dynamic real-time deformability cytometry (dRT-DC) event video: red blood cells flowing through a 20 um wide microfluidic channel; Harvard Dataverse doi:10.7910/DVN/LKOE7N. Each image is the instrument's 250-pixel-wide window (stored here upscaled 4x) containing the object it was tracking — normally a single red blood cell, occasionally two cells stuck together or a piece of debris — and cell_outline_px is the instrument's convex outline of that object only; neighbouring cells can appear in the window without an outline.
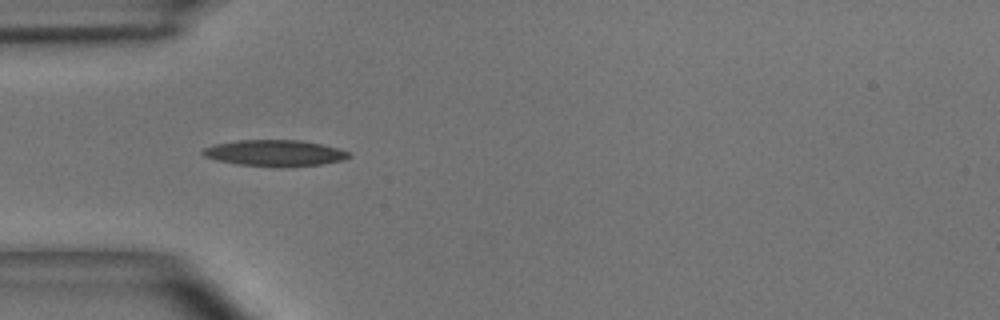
{"species": "common noctule bat (a hibernating species)", "species_latin": "Nyctalus noctula", "temperature_condition": "room temperature", "stored_images_in_passage": 10, "camera_frame_rate_fps": 3000, "um_per_image_px": 0.085, "animal": {"sex": "male", "body_mass_g": 15.6}, "frame": {"image": 1, "passage_image": 4, "time_ms": 1.0, "image_size_px": [1000, 320], "cell_outline_px": [[352, 156], [344, 160], [324, 164], [276, 168], [236, 164], [216, 160], [204, 156], [200, 152], [204, 148], [212, 144], [236, 140], [300, 140], [320, 144], [336, 148], [348, 152]], "centroid_in_image_um": [23.32, 13.02], "position_along_channel_um": 61.7, "area_um2": 22.66}}
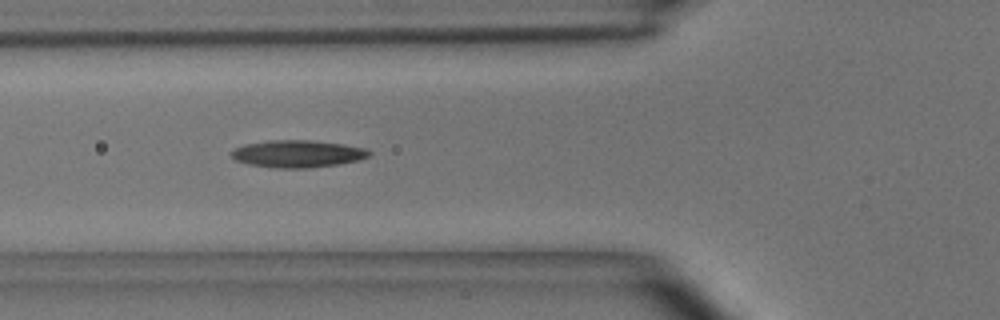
{"frame": {"image": 2, "passage_image": 7, "time_ms": 2.0, "image_size_px": [1000, 320], "cell_outline_px": [[372, 152], [368, 156], [360, 160], [340, 164], [308, 168], [276, 168], [248, 164], [236, 160], [232, 156], [232, 152], [236, 148], [244, 144], [268, 140], [312, 140], [344, 144], [368, 148]], "centroid_in_image_um": [25.35, 13.07], "position_along_channel_um": 100.4, "area_um2": 22.02}}